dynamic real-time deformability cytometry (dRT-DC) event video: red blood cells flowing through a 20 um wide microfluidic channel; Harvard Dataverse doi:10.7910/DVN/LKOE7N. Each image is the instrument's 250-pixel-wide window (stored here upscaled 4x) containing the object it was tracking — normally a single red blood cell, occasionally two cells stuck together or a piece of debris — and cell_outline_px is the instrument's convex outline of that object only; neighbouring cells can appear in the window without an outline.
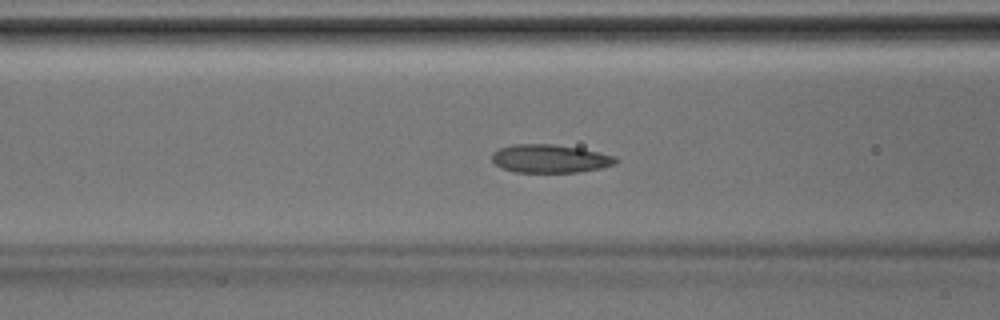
{"species": "Egyptian fruit bat (a non-hibernating species)", "species_latin": "Rousettus aegyptiacus", "temperature_condition": "room temperature", "stored_images_in_passage": 43, "camera_frame_rate_fps": 3000, "um_per_image_px": 0.085, "animal": {"sex": "male"}, "frame": {"image": 1, "passage_image": 17, "time_ms": 5.333, "image_size_px": [1000, 320], "cell_outline_px": [[616, 164], [600, 168], [576, 172], [516, 172], [500, 168], [492, 160], [492, 152], [500, 148], [512, 144], [552, 144], [580, 148], [616, 156]], "centroid_in_image_um": [46.72, 13.48], "position_along_channel_um": 119.9, "area_um2": 20.35}}
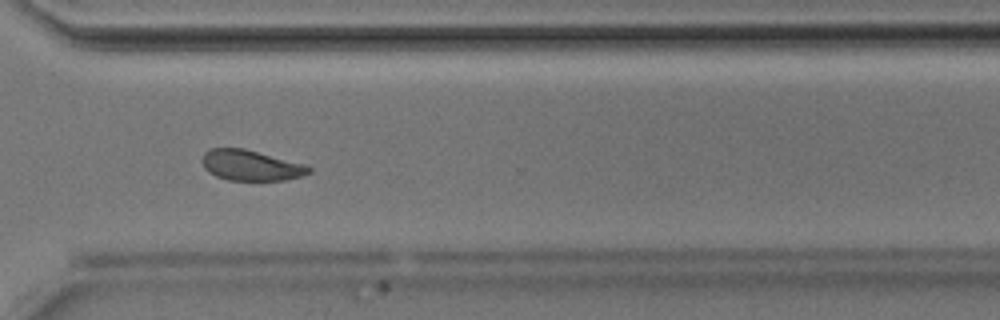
{"frame": {"image": 2, "passage_image": 31, "time_ms": 10.0, "image_size_px": [1000, 320], "cell_outline_px": [[312, 172], [300, 176], [284, 180], [228, 180], [216, 176], [208, 172], [204, 168], [200, 160], [204, 152], [208, 148], [244, 148], [308, 164], [312, 168]], "centroid_in_image_um": [21.32, 14.04], "position_along_channel_um": 349.3, "area_um2": 19.36}}
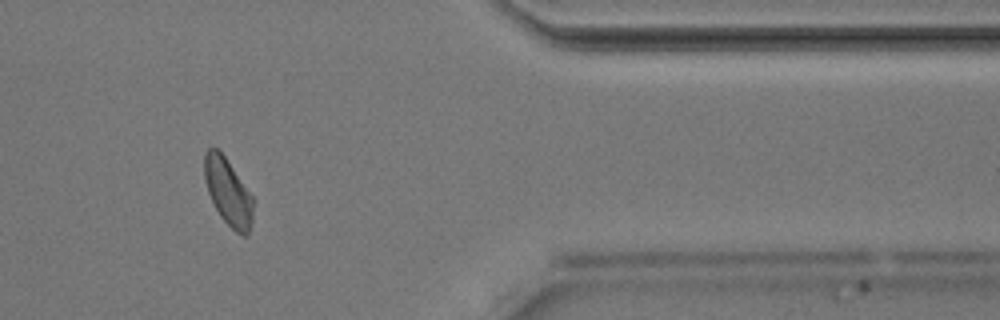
{"frame": {"image": 3, "passage_image": 35, "time_ms": 11.333, "image_size_px": [1000, 320], "cell_outline_px": [[252, 220], [248, 232], [244, 236], [236, 232], [220, 216], [208, 192], [204, 176], [204, 152], [212, 144], [224, 156], [252, 196]], "centroid_in_image_um": [19.35, 16.28], "position_along_channel_um": 392.1, "area_um2": 18.55}}